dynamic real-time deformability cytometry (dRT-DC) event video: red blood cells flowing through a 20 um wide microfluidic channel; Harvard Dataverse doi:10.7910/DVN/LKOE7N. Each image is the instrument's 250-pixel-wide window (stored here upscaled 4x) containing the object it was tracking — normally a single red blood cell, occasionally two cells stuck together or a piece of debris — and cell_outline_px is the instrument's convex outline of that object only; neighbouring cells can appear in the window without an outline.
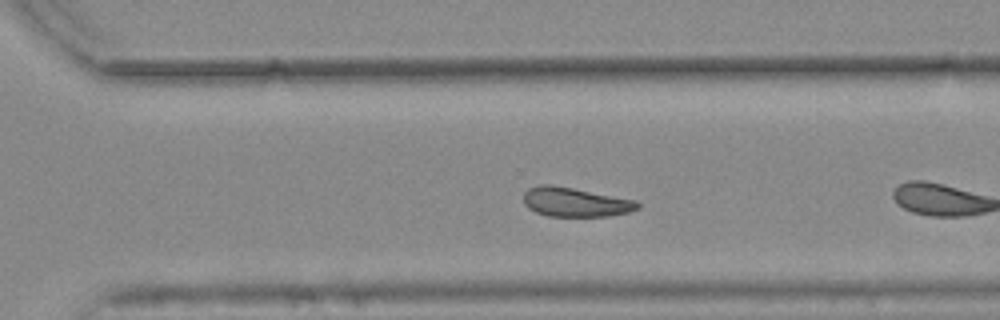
{"species": "common noctule bat (a hibernating species)", "species_latin": "Nyctalus noctula", "temperature_condition": "warm", "stored_images_in_passage": 29, "camera_frame_rate_fps": 3000, "um_per_image_px": 0.085, "animal": {"sex": "female", "body_mass_g": 25.1}, "frame": {"image": 1, "passage_image": 21, "time_ms": 6.667, "image_size_px": [1000, 320], "cell_outline_px": [[640, 208], [632, 212], [608, 216], [548, 216], [536, 212], [528, 208], [524, 204], [524, 192], [528, 188], [540, 184], [552, 184], [636, 200], [640, 204]], "centroid_in_image_um": [48.91, 17.18], "position_along_channel_um": 321.7, "area_um2": 19.59}, "authors_computed_cell_mechanics": {"area_um2": 20.1722, "velocity_mm_per_s": 3.7599, "shape_relaxation_time_tau1_ms": null, "shape_relaxation_time_tau2_ms": 6.7661, "deformation_change_tau1": null, "deformation_change_tau2": 0.1487}}